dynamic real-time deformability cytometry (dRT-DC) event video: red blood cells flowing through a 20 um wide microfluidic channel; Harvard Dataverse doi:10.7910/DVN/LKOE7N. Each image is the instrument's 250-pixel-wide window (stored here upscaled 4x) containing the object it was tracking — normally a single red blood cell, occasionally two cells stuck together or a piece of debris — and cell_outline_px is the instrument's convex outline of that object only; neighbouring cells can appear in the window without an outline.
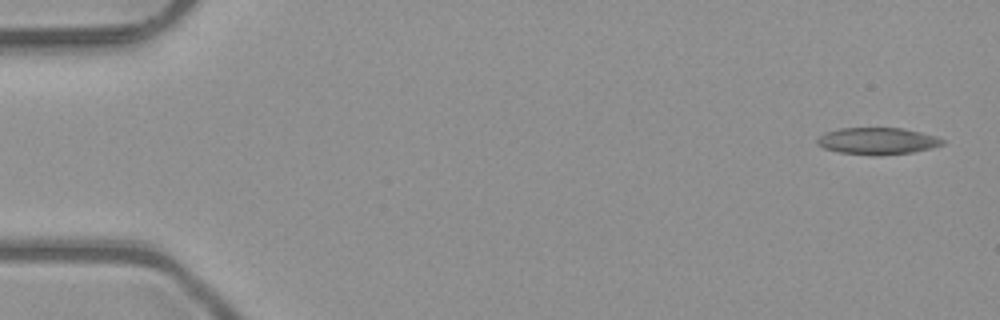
{"species": "common noctule bat (a hibernating species)", "species_latin": "Nyctalus noctula", "temperature_condition": "room temperature", "stored_images_in_passage": 5, "segment_of_instrument_passage": [1, 2], "camera_frame_rate_fps": 3000, "um_per_image_px": 0.085, "animal": {"sex": "male", "body_mass_g": 23.1, "forearm_length_mm": 52.7}, "frame": {"image": 1, "passage_image": 1, "time_ms": 0.0, "image_size_px": [1000, 320], "cell_outline_px": [[944, 144], [912, 152], [840, 152], [824, 148], [816, 144], [816, 140], [824, 132], [840, 128], [900, 128], [920, 132], [936, 136], [944, 140]], "centroid_in_image_um": [74.55, 11.92], "position_along_channel_um": 10.5, "area_um2": 18.44}}
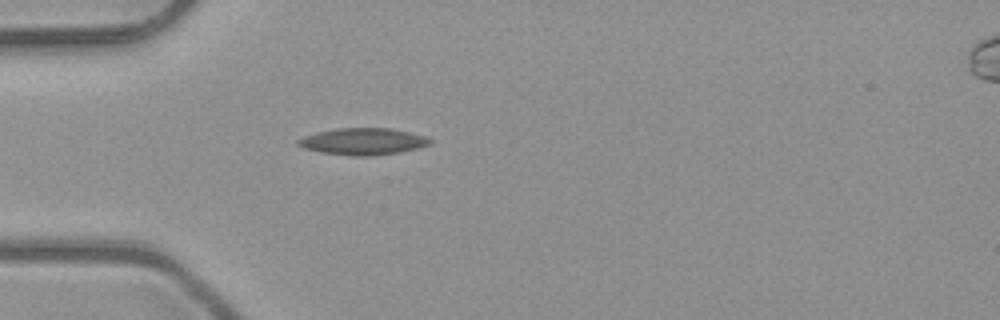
{"frame": {"image": 2, "passage_image": 4, "time_ms": 1.0, "image_size_px": [1000, 320], "cell_outline_px": [[432, 144], [400, 152], [372, 156], [352, 156], [320, 152], [304, 148], [296, 144], [296, 140], [304, 136], [316, 132], [336, 128], [392, 128], [428, 136], [432, 140]], "centroid_in_image_um": [30.87, 12.02], "position_along_channel_um": 54.1, "area_um2": 20.81}}